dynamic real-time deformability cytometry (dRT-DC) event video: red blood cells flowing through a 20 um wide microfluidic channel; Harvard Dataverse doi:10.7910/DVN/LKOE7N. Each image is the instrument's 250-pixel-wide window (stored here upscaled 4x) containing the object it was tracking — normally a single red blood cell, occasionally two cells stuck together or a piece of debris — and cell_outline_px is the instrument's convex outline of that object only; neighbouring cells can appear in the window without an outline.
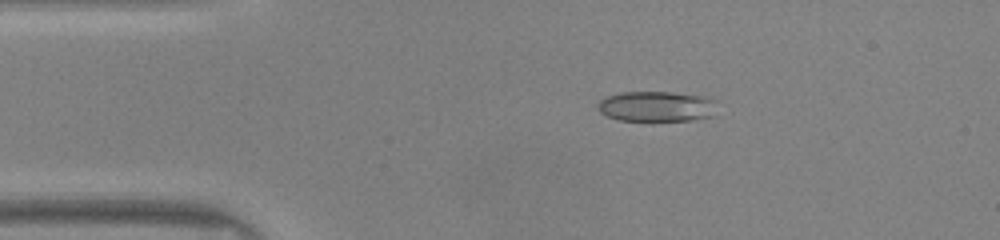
{"species": "common noctule bat (a hibernating species)", "species_latin": "Nyctalus noctula", "temperature_condition": "warm", "stored_images_in_passage": 47, "camera_frame_rate_fps": 3000, "um_per_image_px": 0.085, "animal": {"sex": "male", "body_mass_g": 20.0, "forearm_length_mm": 53.3}, "frame": {"image": 1, "passage_image": 8, "time_ms": 2.333, "image_size_px": [1000, 240], "cell_outline_px": [[720, 100], [716, 116], [692, 120], [620, 120], [608, 116], [600, 112], [596, 108], [596, 104], [600, 100], [608, 96], [620, 92], [672, 92], [708, 96]], "centroid_in_image_um": [55.93, 9.03], "position_along_channel_um": 29.1, "area_um2": 21.73}}
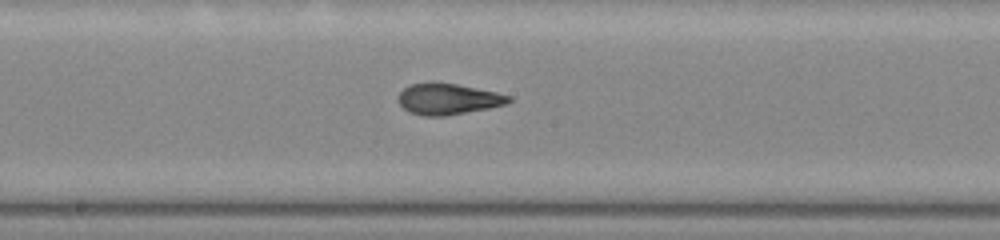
{"frame": {"image": 2, "passage_image": 24, "time_ms": 7.667, "image_size_px": [1000, 240], "cell_outline_px": [[512, 100], [504, 104], [488, 108], [444, 116], [424, 116], [408, 112], [396, 100], [396, 96], [408, 84], [432, 80], [456, 84], [496, 92], [512, 96]], "centroid_in_image_um": [38.0, 8.39], "position_along_channel_um": 210.2, "area_um2": 20.35}}
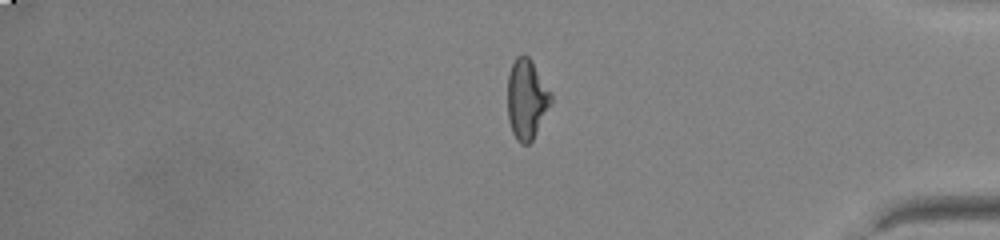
{"frame": {"image": 3, "passage_image": 39, "time_ms": 12.667, "image_size_px": [1000, 240], "cell_outline_px": [[552, 100], [532, 140], [528, 144], [520, 144], [516, 140], [512, 132], [508, 120], [508, 72], [516, 56], [524, 52], [532, 60], [552, 92]], "centroid_in_image_um": [44.75, 8.38], "position_along_channel_um": 390.4, "area_um2": 20.4}, "authors_computed_cell_mechanics": {"area_um2": 20.5768, "velocity_mm_per_s": 4.1954, "shape_relaxation_time_tau1_ms": 5.5656, "shape_relaxation_time_tau2_ms": 1.2513, "deformation_change_tau1": 0.1928, "deformation_change_tau2": 0.0801}}